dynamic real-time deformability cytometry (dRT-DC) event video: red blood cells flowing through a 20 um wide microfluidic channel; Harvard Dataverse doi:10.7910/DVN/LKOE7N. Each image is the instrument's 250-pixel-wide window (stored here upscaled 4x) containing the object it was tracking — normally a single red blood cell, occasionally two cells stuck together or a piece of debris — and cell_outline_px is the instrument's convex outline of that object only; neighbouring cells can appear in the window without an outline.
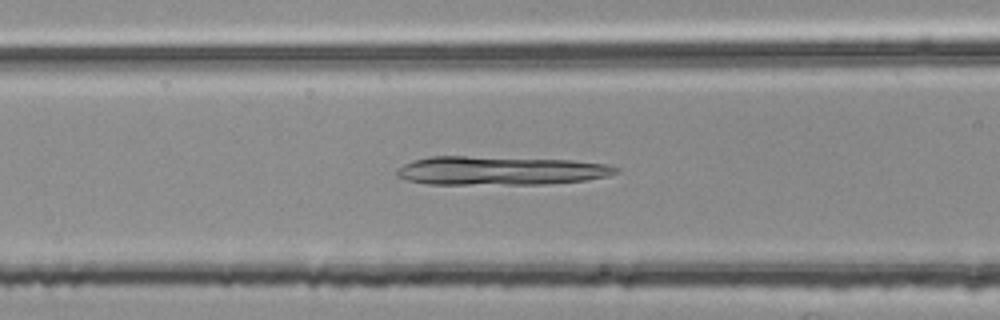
{"species": "common noctule bat (a hibernating species)", "species_latin": "Nyctalus noctula", "temperature_condition": "room temperature", "stored_images_in_passage": 40, "segment_of_instrument_passage": [1, 2], "camera_frame_rate_fps": 3000, "um_per_image_px": 0.085, "animal": {"sex": "female", "body_mass_g": 25.1}, "frame": {"image": 1, "passage_image": 7, "time_ms": 2.0, "image_size_px": [1000, 320], "cell_outline_px": [[620, 172], [608, 176], [584, 180], [548, 184], [428, 184], [408, 180], [396, 176], [396, 168], [412, 160], [432, 156], [464, 156], [572, 160], [604, 164], [620, 168]], "centroid_in_image_um": [42.51, 14.5], "position_along_channel_um": 124.1, "area_um2": 36.76}}
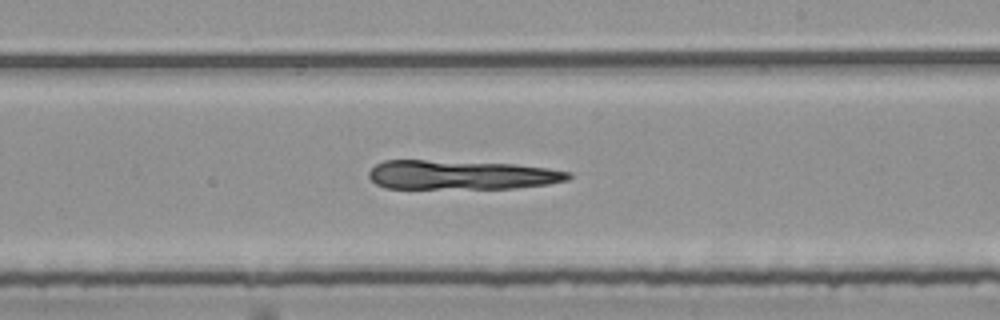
{"frame": {"image": 2, "passage_image": 17, "time_ms": 5.333, "image_size_px": [1000, 320], "cell_outline_px": [[572, 176], [568, 180], [548, 184], [516, 188], [384, 188], [376, 184], [368, 176], [368, 172], [376, 164], [384, 160], [424, 160], [516, 164], [548, 168], [572, 172]], "centroid_in_image_um": [39.22, 14.86], "position_along_channel_um": 249.8, "area_um2": 34.04}}
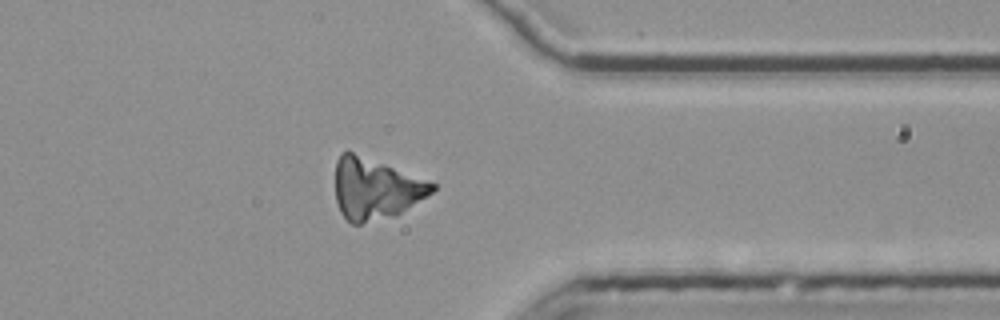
{"frame": {"image": 3, "passage_image": 28, "time_ms": 9.0, "image_size_px": [1000, 320], "cell_outline_px": [[436, 188], [432, 192], [396, 216], [360, 224], [352, 224], [340, 212], [336, 200], [336, 160], [340, 152], [352, 152], [384, 164], [436, 184]], "centroid_in_image_um": [31.88, 16.07], "position_along_channel_um": 379.5, "area_um2": 33.99}}